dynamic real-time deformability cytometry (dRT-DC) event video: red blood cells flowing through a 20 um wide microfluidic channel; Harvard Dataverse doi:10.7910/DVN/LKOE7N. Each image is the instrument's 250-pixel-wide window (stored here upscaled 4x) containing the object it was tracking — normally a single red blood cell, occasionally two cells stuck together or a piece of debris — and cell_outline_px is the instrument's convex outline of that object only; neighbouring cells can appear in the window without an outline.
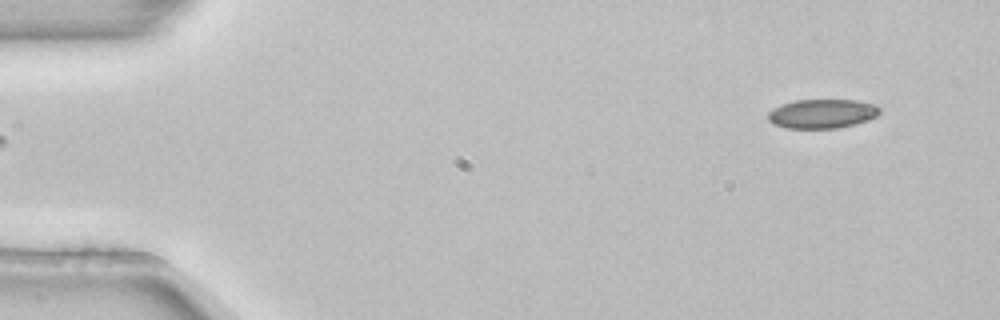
{"species": "common noctule bat (a hibernating species)", "species_latin": "Nyctalus noctula", "temperature_condition": "room temperature", "stored_images_in_passage": 3, "camera_frame_rate_fps": 3000, "um_per_image_px": 0.085, "animal": {"sex": "female", "body_mass_g": 22.7, "forearm_length_mm": 54.2}, "frame": {"image": 1, "passage_image": 3, "time_ms": 0.667, "image_size_px": [1000, 320], "cell_outline_px": [[880, 112], [876, 116], [868, 120], [856, 124], [836, 128], [788, 128], [772, 124], [768, 120], [768, 112], [772, 108], [780, 104], [796, 100], [856, 100], [876, 104], [880, 108]], "centroid_in_image_um": [69.87, 9.66], "position_along_channel_um": 15.1, "area_um2": 19.13}}